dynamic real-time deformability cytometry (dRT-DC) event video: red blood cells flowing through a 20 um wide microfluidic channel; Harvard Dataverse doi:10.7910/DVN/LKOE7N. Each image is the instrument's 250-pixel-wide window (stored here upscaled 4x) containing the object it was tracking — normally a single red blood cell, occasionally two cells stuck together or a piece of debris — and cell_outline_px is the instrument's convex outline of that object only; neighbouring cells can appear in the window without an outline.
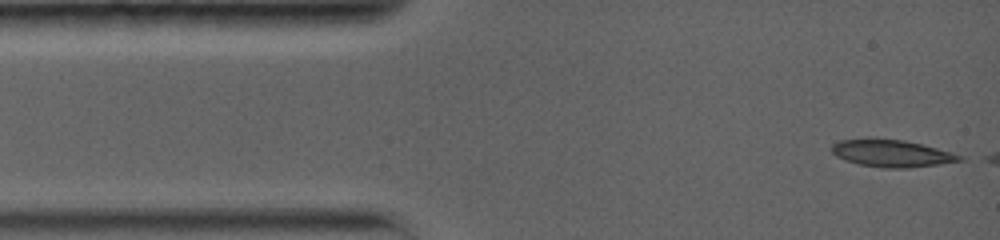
{"species": "common noctule bat (a hibernating species)", "species_latin": "Nyctalus noctula", "temperature_condition": "warm", "stored_images_in_passage": 66, "camera_frame_rate_fps": 5000, "um_per_image_px": 0.085, "animal": {"sex": "female", "body_mass_g": 19.0, "forearm_length_mm": 56.7}, "frame": {"image": 1, "passage_image": 1, "time_ms": 0.0, "image_size_px": [1000, 240], "cell_outline_px": [[964, 160], [936, 164], [904, 168], [884, 168], [860, 164], [836, 156], [832, 152], [832, 144], [840, 140], [868, 136], [904, 140], [924, 144], [952, 152], [964, 156]], "centroid_in_image_um": [75.77, 12.99], "position_along_channel_um": 9.2, "area_um2": 20.58}}
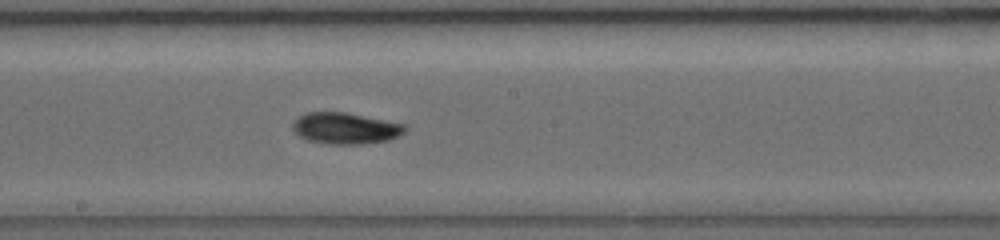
{"frame": {"image": 2, "passage_image": 39, "time_ms": 7.2, "image_size_px": [1000, 240], "cell_outline_px": [[408, 124], [404, 132], [388, 140], [360, 144], [328, 144], [308, 140], [300, 136], [292, 128], [292, 124], [300, 116], [308, 112], [348, 112]], "centroid_in_image_um": [29.4, 10.89], "position_along_channel_um": 218.8, "area_um2": 20.52}}
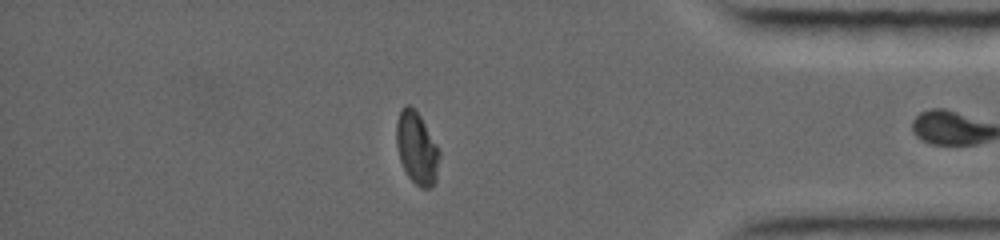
{"frame": {"image": 3, "passage_image": 65, "time_ms": 12.6, "image_size_px": [1000, 240], "cell_outline_px": [[440, 156], [436, 180], [428, 188], [420, 188], [408, 176], [400, 160], [396, 144], [396, 124], [400, 108], [404, 104], [408, 104], [420, 116], [436, 144], [440, 152]], "centroid_in_image_um": [35.41, 12.58], "position_along_channel_um": 399.8, "area_um2": 17.98}, "authors_computed_cell_mechanics": {"area_um2": 19.6231, "velocity_mm_per_s": 3.8405, "shape_relaxation_time_tau1_ms": 4.3319, "shape_relaxation_time_tau2_ms": 4.3987, "deformation_change_tau1": 0.1621, "deformation_change_tau2": 0.0666}}